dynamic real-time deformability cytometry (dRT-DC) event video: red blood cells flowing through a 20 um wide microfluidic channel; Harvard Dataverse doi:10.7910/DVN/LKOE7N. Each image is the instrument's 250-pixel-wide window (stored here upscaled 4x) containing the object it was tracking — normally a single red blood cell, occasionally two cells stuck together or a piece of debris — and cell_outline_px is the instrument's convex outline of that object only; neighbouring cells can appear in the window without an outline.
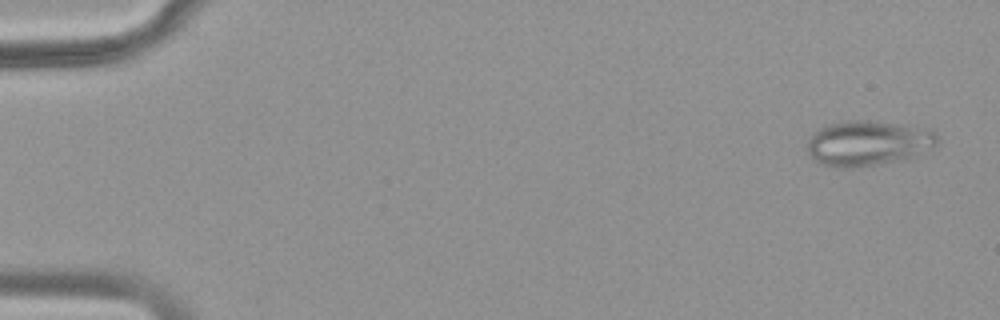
{"species": "common noctule bat (a hibernating species)", "species_latin": "Nyctalus noctula", "temperature_condition": "warm", "stored_images_in_passage": 50, "camera_frame_rate_fps": 3000, "um_per_image_px": 0.085, "animal": {"sex": "female", "body_mass_g": 18.4}, "frame": {"image": 1, "passage_image": 2, "time_ms": 0.333, "image_size_px": [1000, 320], "cell_outline_px": [[940, 140], [932, 148], [908, 160], [856, 168], [840, 168], [824, 164], [808, 156], [808, 140], [820, 128], [828, 124], [848, 120], [876, 120], [932, 128], [936, 132]], "centroid_in_image_um": [73.88, 12.16], "position_along_channel_um": 11.1, "area_um2": 35.08}}
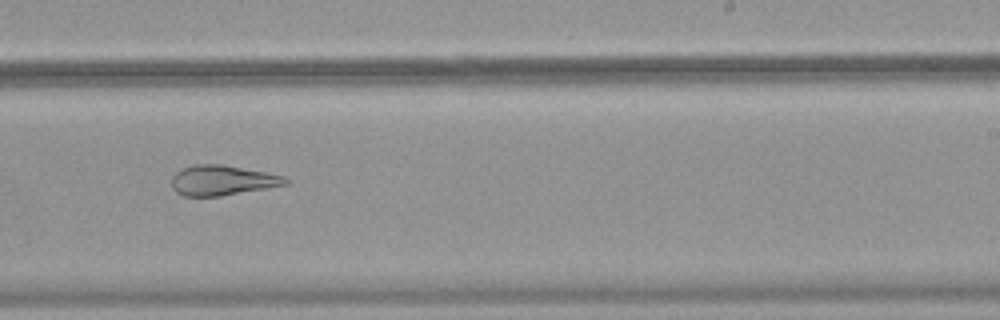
{"frame": {"image": 2, "passage_image": 32, "time_ms": 10.333, "image_size_px": [1000, 320], "cell_outline_px": [[292, 180], [288, 184], [220, 196], [184, 196], [176, 192], [172, 188], [172, 176], [176, 172], [192, 164], [224, 164], [284, 176]], "centroid_in_image_um": [18.89, 15.32], "position_along_channel_um": 270.1, "area_um2": 19.94}}
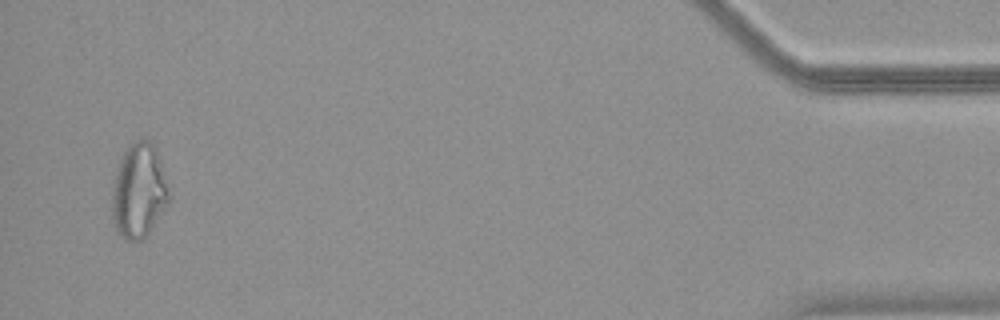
{"frame": {"image": 3, "passage_image": 49, "time_ms": 16.0, "image_size_px": [1000, 320], "cell_outline_px": [[172, 196], [148, 232], [140, 240], [124, 240], [120, 236], [112, 224], [112, 184], [120, 160], [128, 144], [144, 136], [152, 140], [156, 148]], "centroid_in_image_um": [11.79, 16.17], "position_along_channel_um": 423.4, "area_um2": 31.73}}